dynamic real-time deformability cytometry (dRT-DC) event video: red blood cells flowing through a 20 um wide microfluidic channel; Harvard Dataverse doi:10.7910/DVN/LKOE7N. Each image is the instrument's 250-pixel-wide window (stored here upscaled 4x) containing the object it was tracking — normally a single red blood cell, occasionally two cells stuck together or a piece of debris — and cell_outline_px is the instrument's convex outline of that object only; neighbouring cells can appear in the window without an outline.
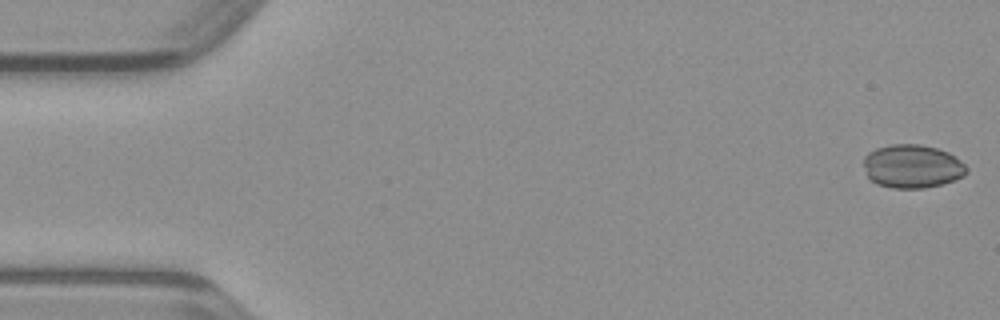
{"species": "common noctule bat (a hibernating species)", "species_latin": "Nyctalus noctula", "temperature_condition": "warm", "stored_images_in_passage": 47, "camera_frame_rate_fps": 3000, "um_per_image_px": 0.085, "animal": {"sex": "male", "body_mass_g": 23.1, "forearm_length_mm": 52.7}, "frame": {"image": 1, "passage_image": 1, "time_ms": 0.0, "image_size_px": [1000, 320], "cell_outline_px": [[968, 172], [964, 176], [940, 184], [924, 188], [892, 188], [876, 184], [868, 176], [864, 164], [864, 156], [868, 152], [876, 148], [892, 144], [920, 144], [936, 148], [948, 152], [964, 164], [968, 168]], "centroid_in_image_um": [77.53, 14.13], "position_along_channel_um": 7.5, "area_um2": 25.95}}
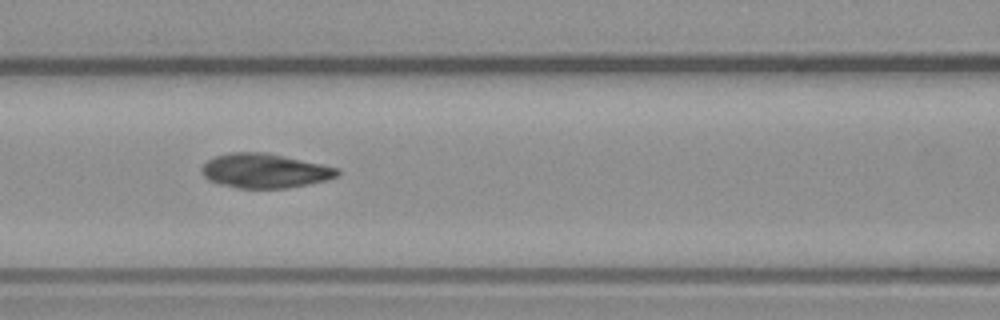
{"frame": {"image": 2, "passage_image": 20, "time_ms": 6.333, "image_size_px": [1000, 320], "cell_outline_px": [[340, 172], [336, 176], [328, 180], [288, 188], [236, 188], [220, 184], [208, 180], [200, 172], [200, 168], [208, 160], [216, 156], [228, 152], [268, 152], [340, 168]], "centroid_in_image_um": [22.5, 14.51], "position_along_channel_um": 144.1, "area_um2": 27.46}}
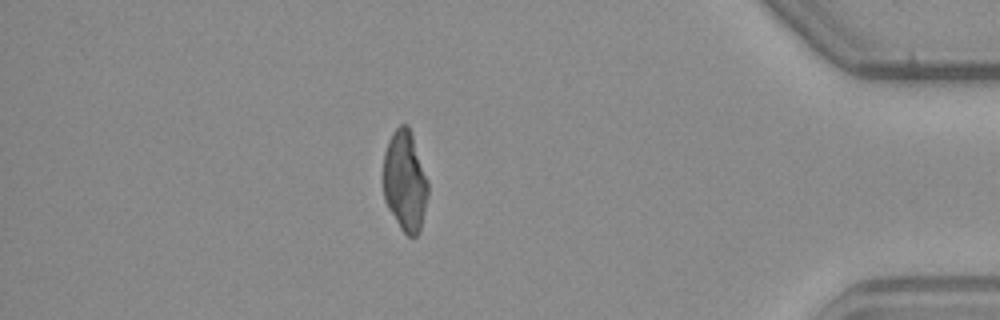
{"frame": {"image": 3, "passage_image": 41, "time_ms": 13.333, "image_size_px": [1000, 320], "cell_outline_px": [[428, 196], [420, 232], [416, 236], [408, 236], [400, 228], [388, 208], [384, 200], [384, 152], [388, 140], [392, 132], [400, 124], [408, 124], [412, 132], [428, 180]], "centroid_in_image_um": [34.43, 15.37], "position_along_channel_um": 400.8, "area_um2": 26.53}}